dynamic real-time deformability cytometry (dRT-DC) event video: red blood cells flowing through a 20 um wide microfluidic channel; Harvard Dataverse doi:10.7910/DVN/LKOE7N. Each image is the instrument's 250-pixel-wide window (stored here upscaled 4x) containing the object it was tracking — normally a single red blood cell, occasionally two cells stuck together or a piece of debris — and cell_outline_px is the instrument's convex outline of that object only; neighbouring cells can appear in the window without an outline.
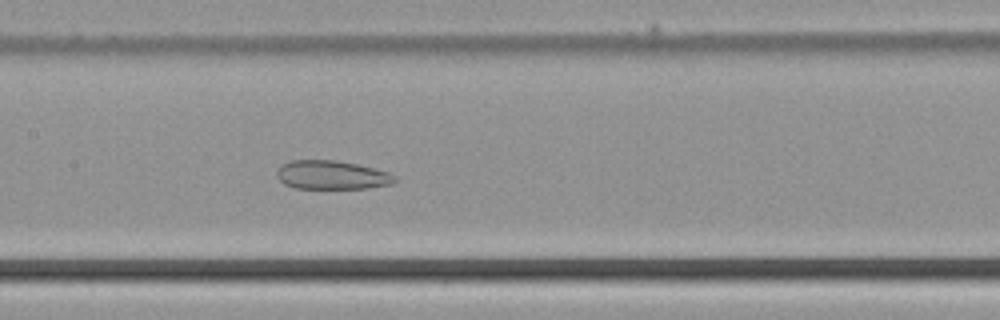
{"species": "common noctule bat (a hibernating species)", "species_latin": "Nyctalus noctula", "temperature_condition": "cold", "stored_images_in_passage": 36, "camera_frame_rate_fps": 3000, "um_per_image_px": 0.085, "animal": {"sex": "male", "body_mass_g": 21.5, "forearm_length_mm": 52.0}, "frame": {"image": 1, "passage_image": 9, "time_ms": 2.667, "image_size_px": [1000, 320], "cell_outline_px": [[396, 180], [392, 184], [368, 188], [292, 188], [284, 184], [276, 176], [276, 172], [280, 164], [292, 160], [336, 160], [356, 164], [388, 172], [396, 176]], "centroid_in_image_um": [28.16, 14.87], "position_along_channel_um": 179.2, "area_um2": 19.83}}
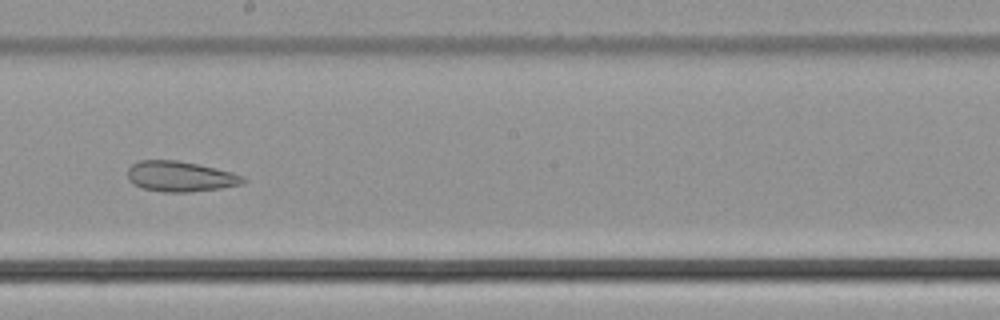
{"frame": {"image": 2, "passage_image": 13, "time_ms": 4.0, "image_size_px": [1000, 320], "cell_outline_px": [[248, 180], [244, 184], [220, 188], [192, 192], [164, 192], [144, 188], [132, 184], [128, 180], [128, 168], [132, 164], [140, 160], [176, 160], [196, 164], [232, 172], [244, 176]], "centroid_in_image_um": [15.34, 15.0], "position_along_channel_um": 232.9, "area_um2": 20.52}}
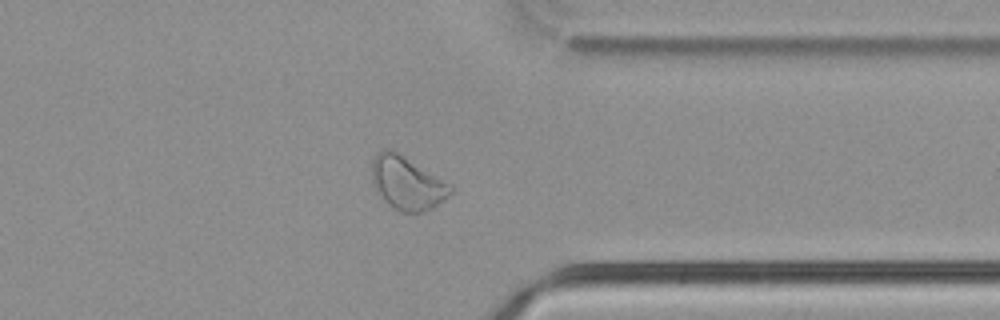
{"frame": {"image": 3, "passage_image": 24, "time_ms": 7.667, "image_size_px": [1000, 320], "cell_outline_px": [[456, 188], [448, 196], [432, 208], [420, 212], [400, 212], [392, 208], [376, 192], [372, 184], [372, 160], [376, 152], [384, 148], [392, 148], [452, 184]], "centroid_in_image_um": [34.59, 15.53], "position_along_channel_um": 376.8, "area_um2": 24.91}}